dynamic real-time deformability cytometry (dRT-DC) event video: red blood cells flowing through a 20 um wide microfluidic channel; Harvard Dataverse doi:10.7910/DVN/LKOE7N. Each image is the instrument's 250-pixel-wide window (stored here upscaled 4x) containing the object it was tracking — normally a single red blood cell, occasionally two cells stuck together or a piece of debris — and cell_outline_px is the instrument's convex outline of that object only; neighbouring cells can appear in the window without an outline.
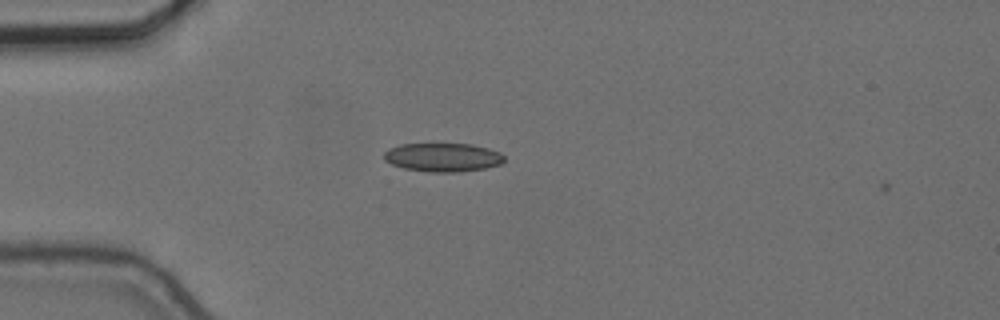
{"species": "common noctule bat (a hibernating species)", "species_latin": "Nyctalus noctula", "temperature_condition": "cold", "stored_images_in_passage": 4, "camera_frame_rate_fps": 3000, "um_per_image_px": 0.085, "animal": {"sex": "female", "body_mass_g": 24.6, "forearm_length_mm": 56.2}, "frame": {"image": 1, "passage_image": 3, "time_ms": 0.667, "image_size_px": [1000, 320], "cell_outline_px": [[504, 160], [500, 164], [484, 168], [460, 172], [432, 172], [404, 168], [392, 164], [384, 160], [384, 152], [388, 148], [400, 144], [472, 144], [488, 148], [500, 152], [504, 156]], "centroid_in_image_um": [37.63, 13.37], "position_along_channel_um": 47.4, "area_um2": 20.06}}